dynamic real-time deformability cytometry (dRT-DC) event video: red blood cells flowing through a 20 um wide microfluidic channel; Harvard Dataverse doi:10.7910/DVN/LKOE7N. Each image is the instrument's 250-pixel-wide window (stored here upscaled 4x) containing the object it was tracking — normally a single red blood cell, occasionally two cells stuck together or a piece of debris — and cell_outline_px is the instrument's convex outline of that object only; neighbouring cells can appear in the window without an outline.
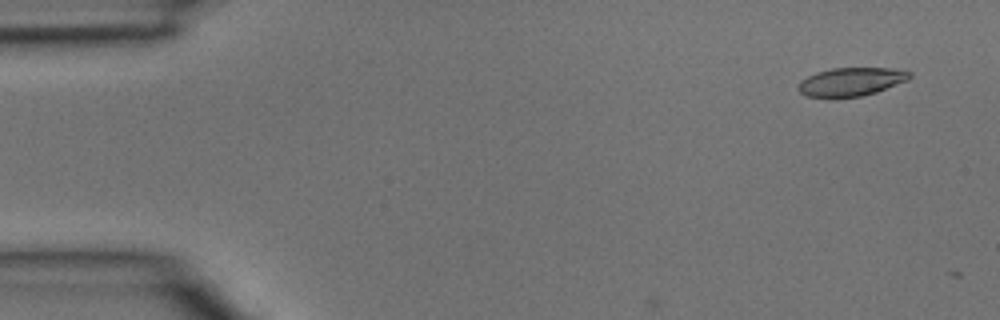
{"species": "common noctule bat (a hibernating species)", "species_latin": "Nyctalus noctula", "temperature_condition": "room temperature", "stored_images_in_passage": 6, "camera_frame_rate_fps": 3000, "um_per_image_px": 0.085, "animal": {"sex": "male", "body_mass_g": 15.6}, "frame": {"image": 1, "passage_image": 1, "time_ms": 0.0, "image_size_px": [1000, 320], "cell_outline_px": [[912, 76], [908, 80], [876, 92], [860, 96], [804, 96], [796, 88], [800, 80], [816, 72], [832, 68], [904, 68], [912, 72]], "centroid_in_image_um": [72.38, 6.92], "position_along_channel_um": 12.6, "area_um2": 18.44}}